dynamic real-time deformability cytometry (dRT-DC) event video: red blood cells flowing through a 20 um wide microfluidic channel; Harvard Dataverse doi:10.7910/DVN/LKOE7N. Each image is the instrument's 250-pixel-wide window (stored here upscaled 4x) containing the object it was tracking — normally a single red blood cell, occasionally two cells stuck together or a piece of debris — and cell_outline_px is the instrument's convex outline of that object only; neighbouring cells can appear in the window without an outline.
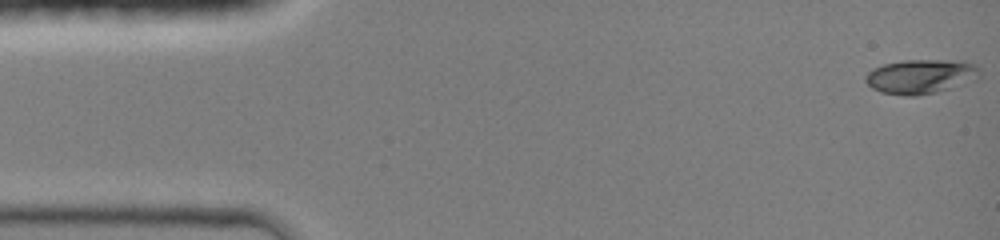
{"species": "common noctule bat (a hibernating species)", "species_latin": "Nyctalus noctula", "temperature_condition": "room temperature", "stored_images_in_passage": 66, "camera_frame_rate_fps": 3000, "um_per_image_px": 0.085, "animal": {"sex": "female", "body_mass_g": 19.0, "forearm_length_mm": 51.5}, "frame": {"image": 1, "passage_image": 1, "time_ms": 0.0, "image_size_px": [1000, 240], "cell_outline_px": [[980, 76], [976, 80], [952, 88], [936, 92], [916, 96], [908, 96], [880, 92], [872, 88], [864, 80], [864, 76], [872, 68], [884, 64], [904, 60], [964, 60], [976, 64], [980, 68]], "centroid_in_image_um": [78.3, 6.49], "position_along_channel_um": 6.7, "area_um2": 23.29}}
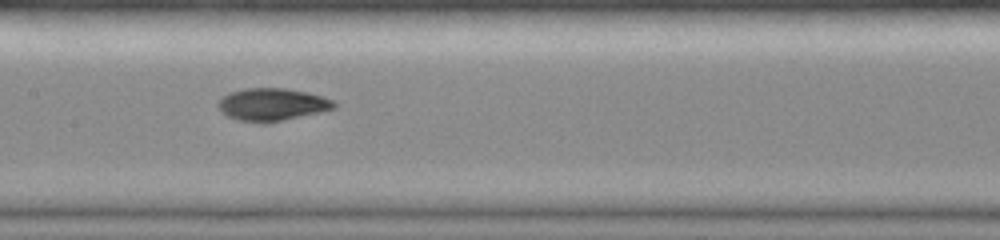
{"frame": {"image": 2, "passage_image": 35, "time_ms": 7.0, "image_size_px": [1000, 240], "cell_outline_px": [[336, 108], [320, 112], [284, 120], [264, 124], [260, 124], [236, 120], [220, 112], [216, 104], [228, 92], [244, 88], [284, 88], [308, 92], [332, 100], [336, 104]], "centroid_in_image_um": [23.08, 8.89], "position_along_channel_um": 184.3, "area_um2": 22.25}}
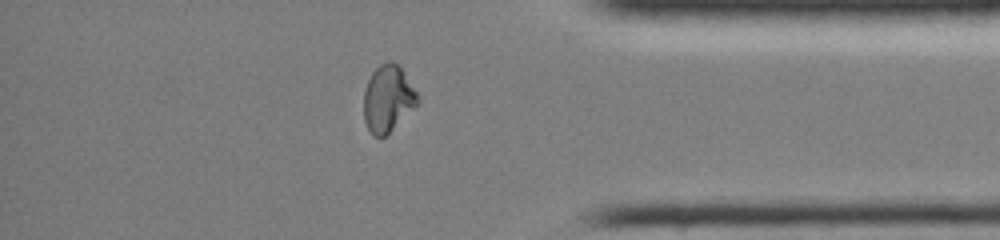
{"frame": {"image": 3, "passage_image": 60, "time_ms": 12.333, "image_size_px": [1000, 240], "cell_outline_px": [[420, 100], [384, 136], [372, 136], [364, 120], [364, 92], [368, 80], [372, 72], [380, 64], [388, 60], [400, 64], [416, 92]], "centroid_in_image_um": [32.95, 8.33], "position_along_channel_um": 402.3, "area_um2": 20.52}, "authors_computed_cell_mechanics": {"area_um2": 21.2126, "velocity_mm_per_s": 4.2682, "shape_relaxation_time_tau1_ms": 10.4187, "shape_relaxation_time_tau2_ms": 1.7195, "deformation_change_tau1": 0.3292, "deformation_change_tau2": 0.045}}